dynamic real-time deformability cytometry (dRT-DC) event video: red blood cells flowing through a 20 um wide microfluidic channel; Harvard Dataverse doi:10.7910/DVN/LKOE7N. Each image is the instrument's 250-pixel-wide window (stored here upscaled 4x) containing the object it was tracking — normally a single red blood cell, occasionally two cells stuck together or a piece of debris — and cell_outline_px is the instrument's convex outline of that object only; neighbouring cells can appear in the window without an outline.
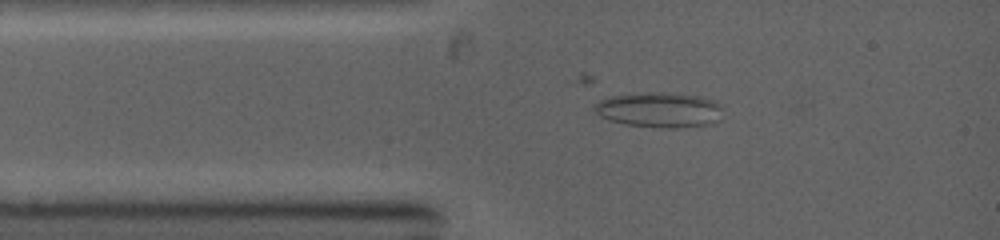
{"species": "common noctule bat (a hibernating species)", "species_latin": "Nyctalus noctula", "temperature_condition": "warm", "stored_images_in_passage": 33, "camera_frame_rate_fps": 5000, "um_per_image_px": 0.085, "animal": {"sex": "female", "body_mass_g": 19.0, "forearm_length_mm": 53.3}, "frame": {"image": 1, "passage_image": 5, "time_ms": 2.0, "image_size_px": [1000, 240], "cell_outline_px": [[720, 120], [708, 124], [680, 128], [660, 128], [624, 124], [608, 120], [600, 116], [592, 108], [600, 100], [612, 96], [644, 92], [668, 92], [700, 96], [716, 100], [720, 104]], "centroid_in_image_um": [56.05, 9.34], "position_along_channel_um": 28.9, "area_um2": 26.53}}
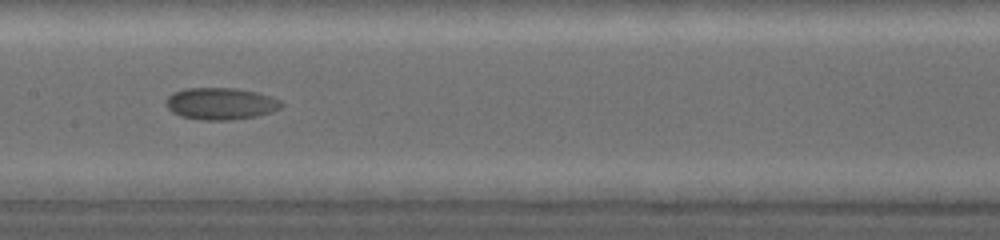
{"frame": {"image": 2, "passage_image": 13, "time_ms": 6.0, "image_size_px": [1000, 240], "cell_outline_px": [[284, 104], [280, 108], [272, 112], [256, 116], [232, 120], [200, 120], [180, 116], [172, 112], [164, 104], [168, 96], [172, 92], [184, 88], [236, 88], [256, 92], [280, 100]], "centroid_in_image_um": [18.72, 8.81], "position_along_channel_um": 188.7, "area_um2": 21.62}}
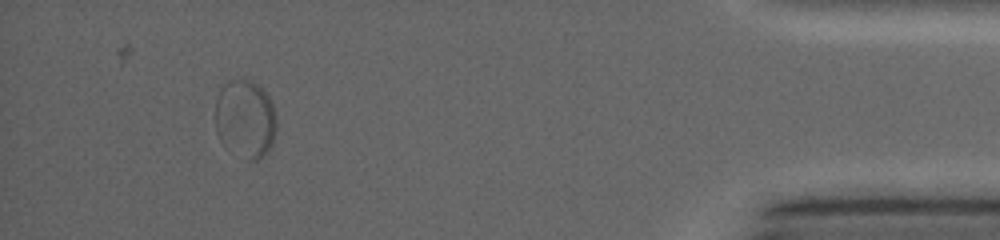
{"frame": {"image": 3, "passage_image": 28, "time_ms": 13.0, "image_size_px": [1000, 240], "cell_outline_px": [[276, 128], [272, 144], [256, 160], [244, 160], [224, 144], [220, 140], [216, 132], [216, 96], [220, 88], [228, 80], [240, 76], [244, 76], [260, 84], [264, 88], [272, 104], [276, 116]], "centroid_in_image_um": [20.83, 10.02], "position_along_channel_um": 414.4, "area_um2": 28.44}}